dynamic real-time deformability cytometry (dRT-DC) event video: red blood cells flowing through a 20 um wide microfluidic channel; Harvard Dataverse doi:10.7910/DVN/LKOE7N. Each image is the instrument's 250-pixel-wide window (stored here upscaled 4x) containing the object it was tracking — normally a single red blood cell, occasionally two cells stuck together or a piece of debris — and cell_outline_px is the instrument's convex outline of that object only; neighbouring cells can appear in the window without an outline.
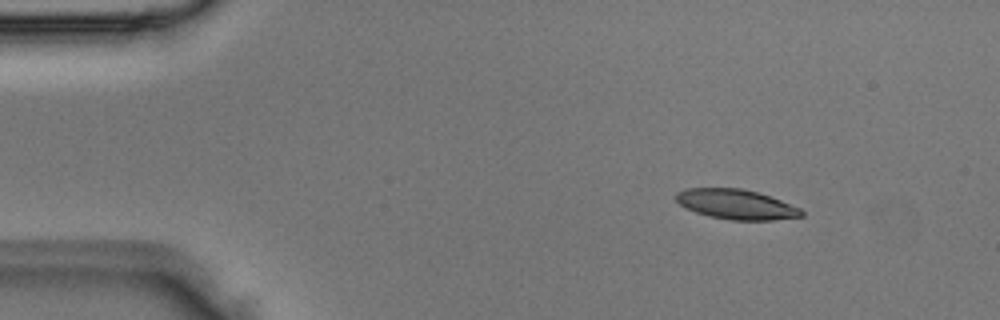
{"species": "Egyptian fruit bat (a non-hibernating species)", "species_latin": "Rousettus aegyptiacus", "temperature_condition": "room temperature", "stored_images_in_passage": 4, "camera_frame_rate_fps": 3000, "um_per_image_px": 0.085, "animal": {"sex": "male"}, "frame": {"image": 1, "passage_image": 1, "time_ms": 0.0, "image_size_px": [1000, 320], "cell_outline_px": [[804, 216], [772, 220], [732, 220], [708, 216], [696, 212], [680, 204], [676, 200], [676, 192], [684, 188], [740, 188], [756, 192], [780, 200], [800, 208], [804, 212]], "centroid_in_image_um": [62.57, 17.37], "position_along_channel_um": 22.4, "area_um2": 21.68}}
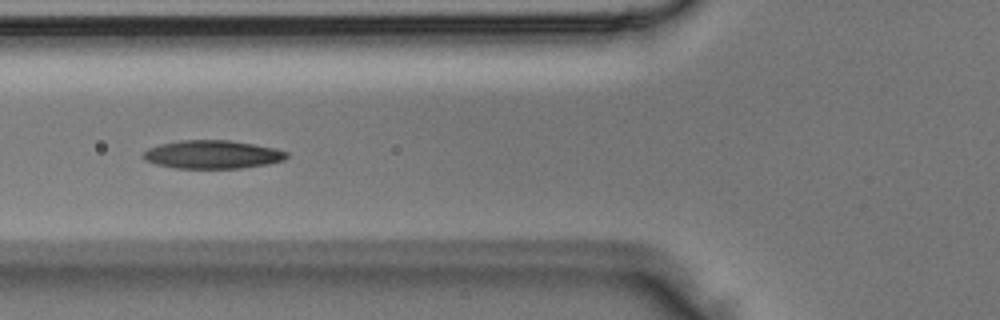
{"frame": {"image": 2, "passage_image": 4, "time_ms": 1.0, "image_size_px": [1000, 320], "cell_outline_px": [[288, 156], [284, 160], [264, 164], [240, 168], [176, 168], [156, 164], [144, 160], [140, 156], [148, 148], [160, 144], [180, 140], [228, 140], [276, 148], [288, 152]], "centroid_in_image_um": [18.02, 13.13], "position_along_channel_um": 107.8, "area_um2": 23.58}}